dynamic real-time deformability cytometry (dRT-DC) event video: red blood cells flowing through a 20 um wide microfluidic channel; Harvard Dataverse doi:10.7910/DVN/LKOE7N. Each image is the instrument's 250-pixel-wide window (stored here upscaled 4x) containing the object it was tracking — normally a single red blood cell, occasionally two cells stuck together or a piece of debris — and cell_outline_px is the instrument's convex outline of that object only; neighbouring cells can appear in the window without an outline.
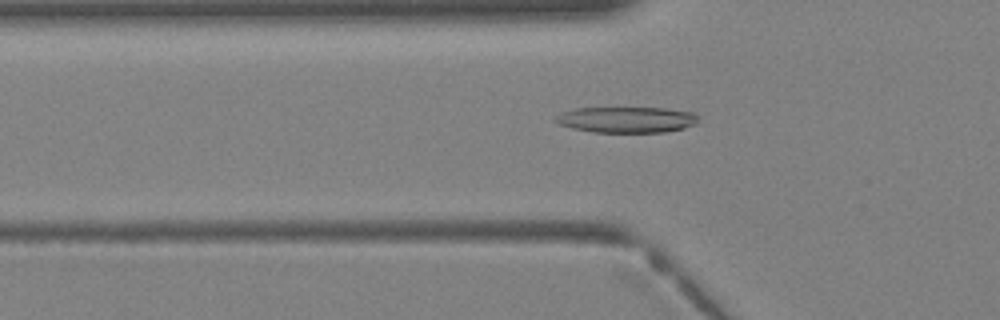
{"species": "Egyptian fruit bat (a non-hibernating species)", "species_latin": "Rousettus aegyptiacus", "temperature_condition": "warm", "stored_images_in_passage": 28, "camera_frame_rate_fps": 3000, "um_per_image_px": 0.085, "animal": {"sex": "female"}, "frame": {"image": 1, "passage_image": 3, "time_ms": 0.667, "image_size_px": [1000, 320], "cell_outline_px": [[696, 120], [692, 124], [680, 128], [664, 132], [596, 132], [576, 128], [560, 124], [556, 120], [564, 112], [580, 108], [660, 108], [692, 112], [696, 116]], "centroid_in_image_um": [53.28, 10.17], "position_along_channel_um": 72.5, "area_um2": 20.63}}
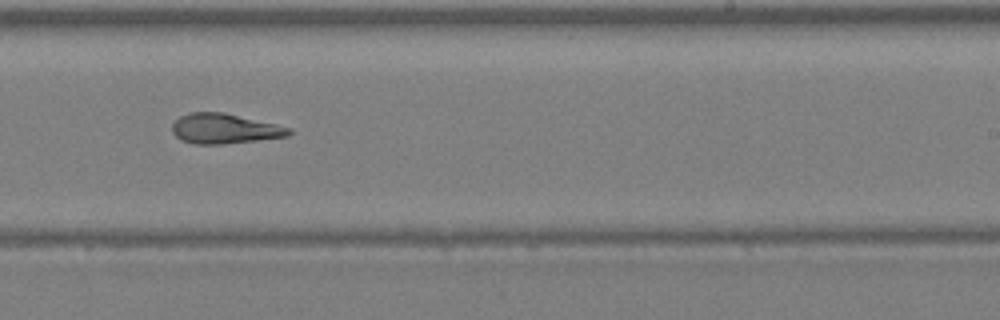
{"frame": {"image": 2, "passage_image": 14, "time_ms": 4.333, "image_size_px": [1000, 320], "cell_outline_px": [[292, 132], [288, 136], [256, 140], [220, 144], [196, 144], [184, 140], [176, 136], [172, 132], [172, 124], [180, 116], [192, 112], [220, 112], [272, 124], [288, 128]], "centroid_in_image_um": [19.02, 10.94], "position_along_channel_um": 270.0, "area_um2": 19.71}}
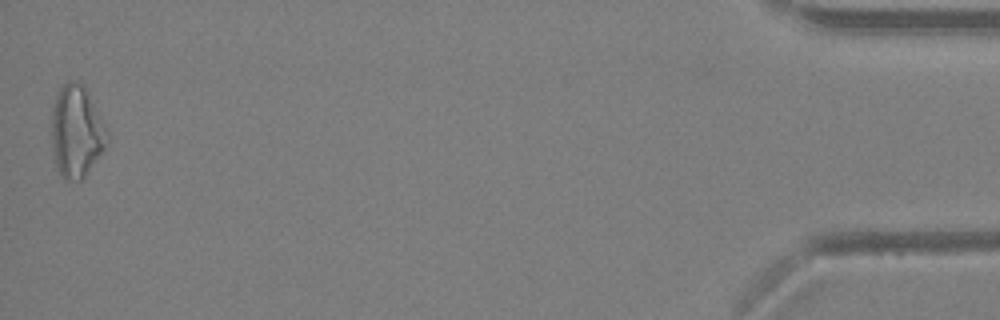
{"frame": {"image": 3, "passage_image": 28, "time_ms": 9.0, "image_size_px": [1000, 320], "cell_outline_px": [[104, 148], [84, 176], [80, 180], [64, 176], [60, 172], [56, 160], [52, 136], [52, 124], [56, 100], [64, 84], [80, 84], [84, 88], [104, 144]], "centroid_in_image_um": [6.39, 11.27], "position_along_channel_um": 428.8, "area_um2": 25.72}}